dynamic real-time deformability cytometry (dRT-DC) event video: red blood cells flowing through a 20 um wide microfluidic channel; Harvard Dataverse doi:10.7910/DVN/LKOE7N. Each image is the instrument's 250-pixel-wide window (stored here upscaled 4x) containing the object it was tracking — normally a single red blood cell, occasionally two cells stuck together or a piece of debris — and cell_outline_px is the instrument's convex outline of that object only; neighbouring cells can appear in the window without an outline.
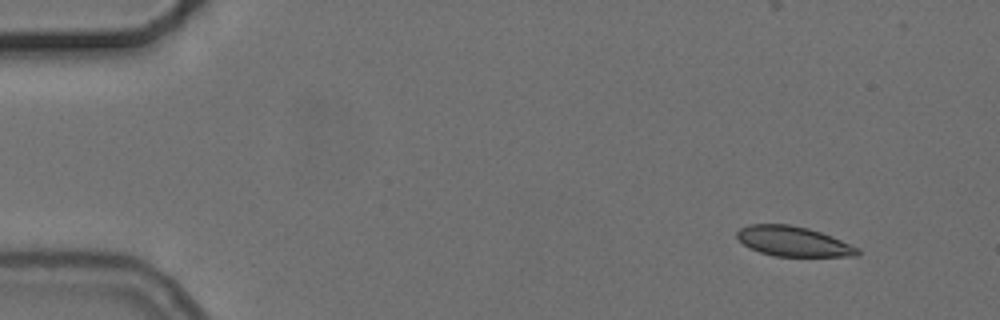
{"species": "common noctule bat (a hibernating species)", "species_latin": "Nyctalus noctula", "temperature_condition": "cold", "stored_images_in_passage": 3, "camera_frame_rate_fps": 3000, "um_per_image_px": 0.085, "animal": {"sex": "female", "body_mass_g": 24.6, "forearm_length_mm": 56.2}, "frame": {"image": 1, "passage_image": 1, "time_ms": 0.0, "image_size_px": [1000, 320], "cell_outline_px": [[860, 256], [776, 256], [760, 252], [744, 244], [736, 236], [736, 232], [740, 228], [748, 224], [788, 224], [808, 228], [832, 236], [860, 248]], "centroid_in_image_um": [67.45, 20.51], "position_along_channel_um": 17.5, "area_um2": 20.98}}